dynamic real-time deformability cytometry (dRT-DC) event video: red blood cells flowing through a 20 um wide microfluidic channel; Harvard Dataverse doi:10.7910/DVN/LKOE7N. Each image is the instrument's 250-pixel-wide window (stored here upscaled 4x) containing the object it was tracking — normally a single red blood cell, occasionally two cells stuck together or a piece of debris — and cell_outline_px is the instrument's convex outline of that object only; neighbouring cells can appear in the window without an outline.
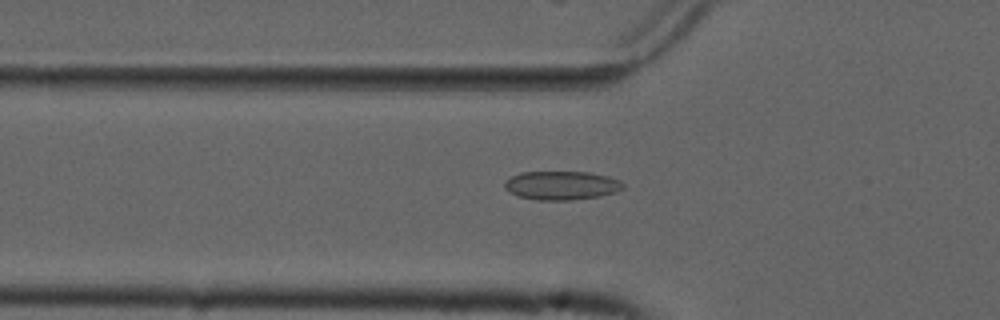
{"species": "common noctule bat (a hibernating species)", "species_latin": "Nyctalus noctula", "temperature_condition": "cold", "stored_images_in_passage": 27, "camera_frame_rate_fps": 3000, "um_per_image_px": 0.085, "animal": {"sex": "male", "forearm_length_mm": 52.5}, "frame": {"image": 1, "passage_image": 6, "time_ms": 1.667, "image_size_px": [1000, 320], "cell_outline_px": [[624, 188], [616, 192], [600, 196], [572, 200], [536, 200], [516, 196], [508, 192], [504, 188], [504, 180], [520, 172], [588, 172], [608, 176], [620, 180], [624, 184]], "centroid_in_image_um": [47.7, 15.76], "position_along_channel_um": 78.1, "area_um2": 20.11}}
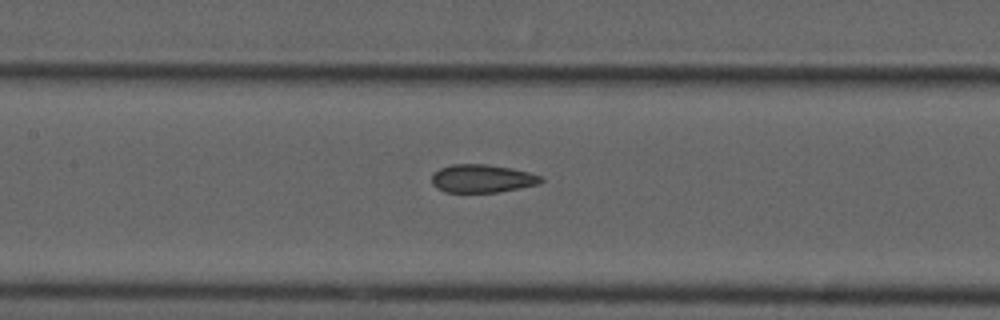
{"frame": {"image": 2, "passage_image": 13, "time_ms": 4.0, "image_size_px": [1000, 320], "cell_outline_px": [[544, 180], [540, 184], [496, 192], [444, 192], [436, 188], [432, 184], [432, 176], [440, 168], [452, 164], [484, 164], [512, 168], [528, 172], [540, 176]], "centroid_in_image_um": [40.97, 15.18], "position_along_channel_um": 166.4, "area_um2": 17.8}}
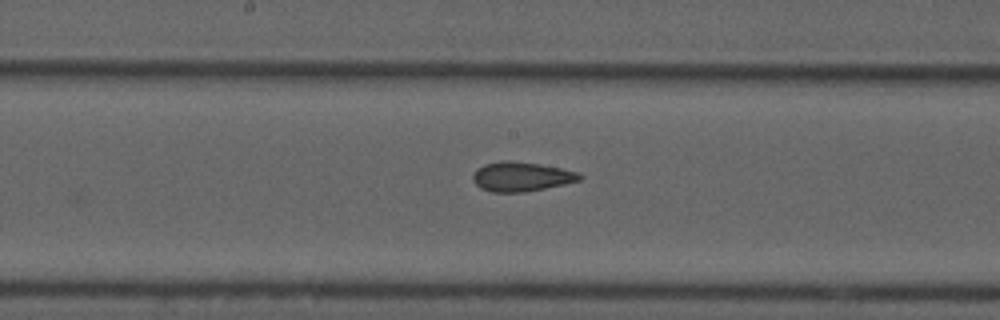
{"frame": {"image": 3, "passage_image": 16, "time_ms": 5.0, "image_size_px": [1000, 320], "cell_outline_px": [[584, 176], [580, 180], [564, 184], [524, 192], [492, 192], [480, 188], [472, 180], [472, 176], [476, 168], [484, 164], [504, 160], [508, 160], [540, 164], [560, 168], [576, 172]], "centroid_in_image_um": [44.27, 15.01], "position_along_channel_um": 203.9, "area_um2": 18.26}}